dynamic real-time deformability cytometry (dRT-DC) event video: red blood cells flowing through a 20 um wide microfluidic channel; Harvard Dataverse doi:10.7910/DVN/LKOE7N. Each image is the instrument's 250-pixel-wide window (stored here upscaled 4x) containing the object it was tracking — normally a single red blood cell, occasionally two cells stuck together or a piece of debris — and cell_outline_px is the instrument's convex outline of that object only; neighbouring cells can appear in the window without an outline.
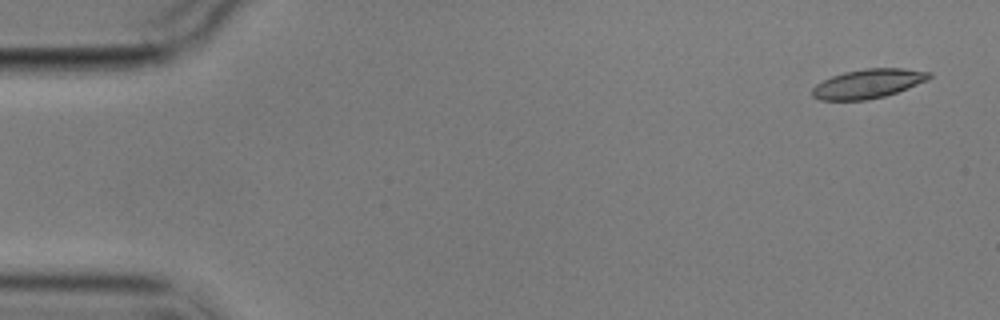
{"species": "common noctule bat (a hibernating species)", "species_latin": "Nyctalus noctula", "temperature_condition": "cold", "stored_images_in_passage": 5, "camera_frame_rate_fps": 3000, "um_per_image_px": 0.085, "animal": {"sex": "male", "body_mass_g": 17.9}, "frame": {"image": 1, "passage_image": 1, "time_ms": 0.0, "image_size_px": [1000, 320], "cell_outline_px": [[932, 76], [928, 80], [908, 88], [884, 96], [864, 100], [820, 100], [812, 96], [812, 88], [816, 84], [832, 76], [844, 72], [864, 68], [904, 68], [932, 72]], "centroid_in_image_um": [73.8, 7.1], "position_along_channel_um": 11.2, "area_um2": 19.88}}
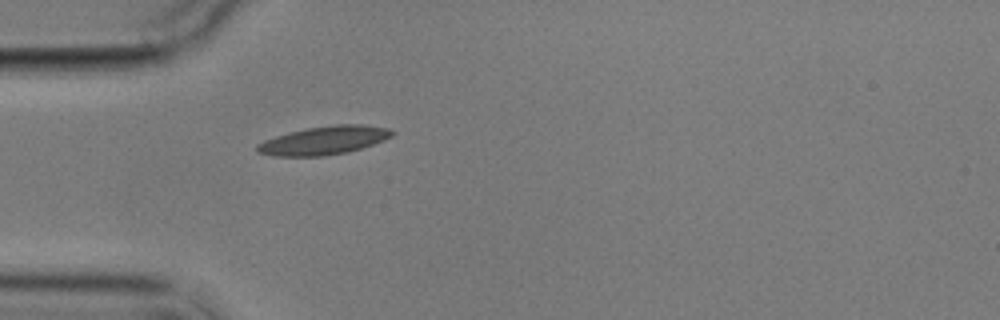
{"frame": {"image": 2, "passage_image": 5, "time_ms": 4.667, "image_size_px": [1000, 320], "cell_outline_px": [[396, 132], [392, 136], [384, 140], [348, 152], [324, 156], [272, 156], [256, 152], [256, 144], [264, 140], [276, 136], [308, 128], [336, 124], [360, 124], [388, 128]], "centroid_in_image_um": [27.53, 11.94], "position_along_channel_um": 57.5, "area_um2": 22.25}}